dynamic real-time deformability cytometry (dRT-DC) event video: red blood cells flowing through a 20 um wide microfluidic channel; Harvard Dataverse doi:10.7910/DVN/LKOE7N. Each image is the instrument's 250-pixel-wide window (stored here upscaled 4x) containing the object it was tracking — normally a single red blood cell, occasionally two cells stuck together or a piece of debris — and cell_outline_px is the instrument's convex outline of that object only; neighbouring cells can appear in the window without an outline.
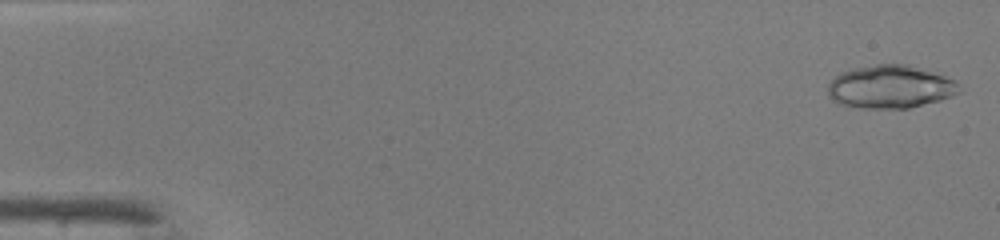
{"species": "common noctule bat (a hibernating species)", "species_latin": "Nyctalus noctula", "temperature_condition": "warm", "stored_images_in_passage": 46, "segment_of_instrument_passage": [1, 2], "camera_frame_rate_fps": 3000, "um_per_image_px": 0.085, "animal": {"sex": "male", "body_mass_g": 19.0, "forearm_length_mm": 50.8}, "frame": {"image": 1, "passage_image": 1, "time_ms": 0.0, "image_size_px": [1000, 240], "cell_outline_px": [[960, 92], [952, 96], [940, 100], [908, 108], [860, 108], [840, 104], [832, 100], [828, 96], [828, 84], [840, 72], [856, 68], [876, 64], [908, 64], [956, 80], [960, 84]], "centroid_in_image_um": [75.68, 7.38], "position_along_channel_um": 9.3, "area_um2": 32.95}}
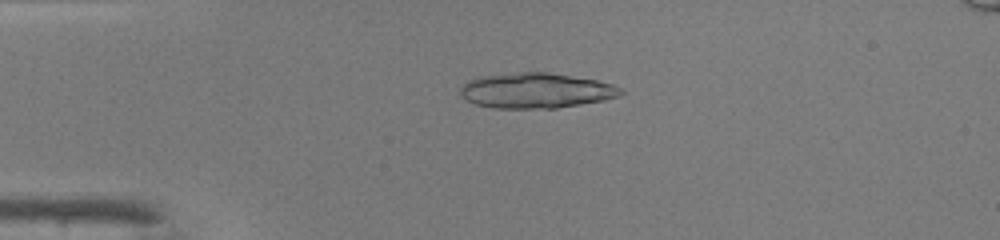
{"frame": {"image": 2, "passage_image": 11, "time_ms": 3.333, "image_size_px": [1000, 240], "cell_outline_px": [[624, 92], [620, 96], [604, 100], [556, 108], [492, 108], [476, 104], [460, 96], [460, 88], [468, 80], [476, 76], [520, 72], [548, 72], [596, 80], [612, 84], [620, 88]], "centroid_in_image_um": [45.53, 7.69], "position_along_channel_um": 39.5, "area_um2": 33.0}}
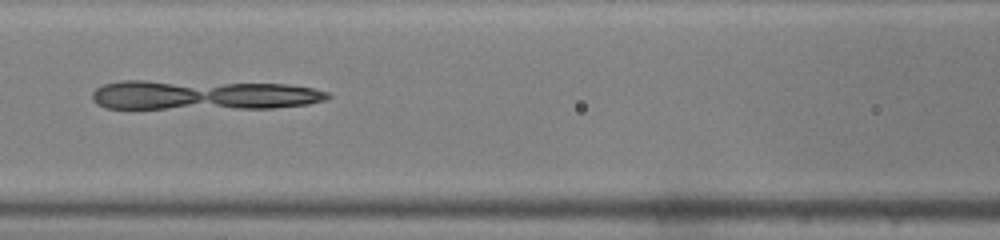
{"frame": {"image": 3, "passage_image": 21, "time_ms": 6.667, "image_size_px": [1000, 240], "cell_outline_px": [[332, 96], [324, 100], [308, 104], [272, 108], [108, 108], [96, 104], [92, 100], [92, 92], [96, 88], [104, 84], [120, 80], [144, 80], [284, 84], [312, 88], [328, 92]], "centroid_in_image_um": [17.23, 8.07], "position_along_channel_um": 149.4, "area_um2": 40.75}}